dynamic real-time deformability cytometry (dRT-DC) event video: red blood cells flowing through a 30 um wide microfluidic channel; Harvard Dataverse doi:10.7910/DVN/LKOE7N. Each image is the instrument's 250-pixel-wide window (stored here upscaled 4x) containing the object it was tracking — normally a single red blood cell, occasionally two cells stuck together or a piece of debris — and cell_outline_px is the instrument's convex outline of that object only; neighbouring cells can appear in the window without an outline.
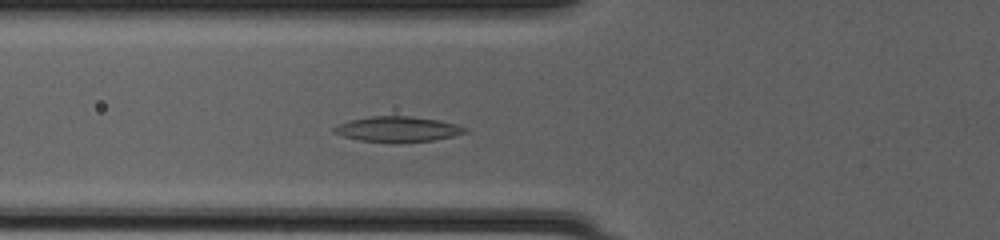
{"species": "common noctule bat (a hibernating species)", "species_latin": "Nyctalus noctula", "temperature_condition": "cold", "stored_images_in_passage": 43, "camera_frame_rate_fps": 3000, "um_per_image_px": 0.085, "animal": {"sex": "female", "body_mass_g": 20.0, "forearm_length_mm": 54.0}, "frame": {"image": 1, "passage_image": 13, "time_ms": 4.0, "image_size_px": [1000, 240], "cell_outline_px": [[468, 132], [452, 136], [432, 140], [396, 144], [360, 140], [344, 136], [332, 132], [332, 128], [336, 124], [348, 120], [372, 116], [412, 116], [440, 120], [456, 124], [468, 128]], "centroid_in_image_um": [33.78, 10.98], "position_along_channel_um": 92.0, "area_um2": 19.77}}
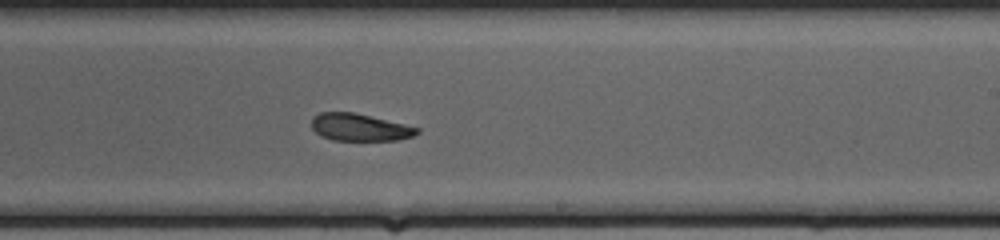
{"frame": {"image": 2, "passage_image": 25, "time_ms": 8.0, "image_size_px": [1000, 240], "cell_outline_px": [[420, 132], [412, 136], [396, 140], [332, 140], [320, 136], [312, 128], [312, 116], [320, 112], [356, 112], [420, 128]], "centroid_in_image_um": [30.55, 10.81], "position_along_channel_um": 258.5, "area_um2": 16.82}}
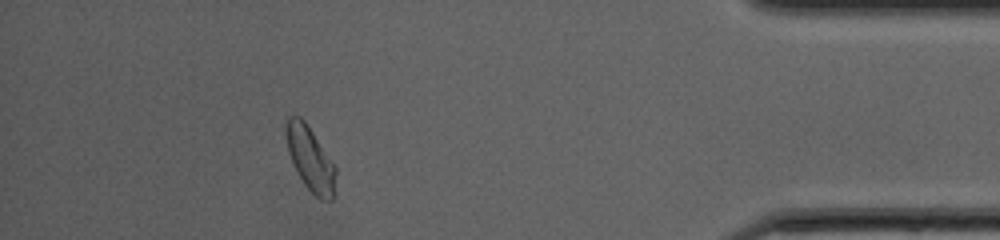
{"frame": {"image": 3, "passage_image": 39, "time_ms": 12.667, "image_size_px": [1000, 240], "cell_outline_px": [[336, 172], [332, 200], [320, 200], [304, 184], [292, 164], [288, 152], [284, 136], [284, 124], [288, 116], [300, 116], [304, 120], [336, 168]], "centroid_in_image_um": [26.31, 13.46], "position_along_channel_um": 408.9, "area_um2": 18.5}, "authors_computed_cell_mechanics": {"area_um2": 18.3226, "velocity_mm_per_s": 4.1538, "shape_relaxation_time_tau1_ms": null, "shape_relaxation_time_tau2_ms": 3.4497, "deformation_change_tau1": null, "deformation_change_tau2": 0.114}}